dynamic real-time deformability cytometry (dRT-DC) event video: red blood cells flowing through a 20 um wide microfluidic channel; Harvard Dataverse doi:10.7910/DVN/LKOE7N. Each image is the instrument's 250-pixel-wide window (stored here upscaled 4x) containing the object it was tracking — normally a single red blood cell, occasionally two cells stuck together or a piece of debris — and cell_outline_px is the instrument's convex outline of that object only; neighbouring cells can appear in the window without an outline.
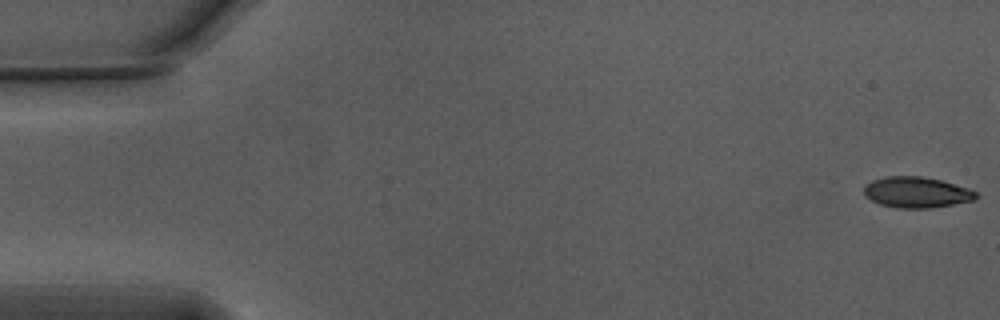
{"species": "Egyptian fruit bat (a non-hibernating species)", "species_latin": "Rousettus aegyptiacus", "temperature_condition": "warm", "stored_images_in_passage": 48, "camera_frame_rate_fps": 3000, "um_per_image_px": 0.085, "animal": {"sex": "male"}, "frame": {"image": 1, "passage_image": 1, "time_ms": 0.0, "image_size_px": [1000, 320], "cell_outline_px": [[980, 196], [976, 200], [928, 208], [896, 208], [880, 204], [864, 196], [864, 184], [872, 180], [888, 176], [920, 176], [940, 180], [968, 188], [976, 192]], "centroid_in_image_um": [77.9, 16.35], "position_along_channel_um": 7.1, "area_um2": 20.17}}
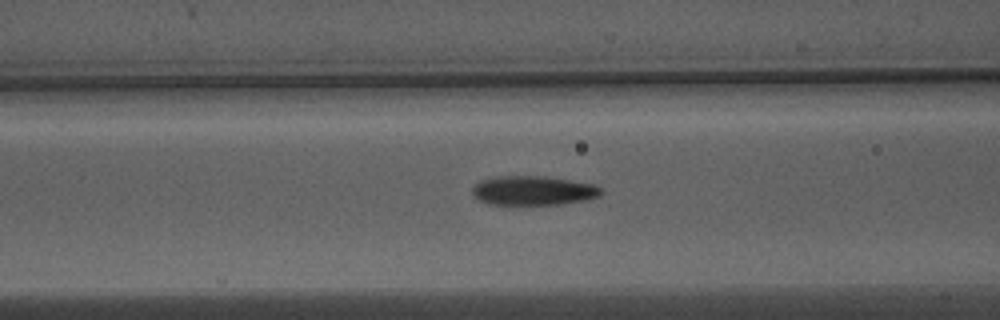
{"frame": {"image": 2, "passage_image": 22, "time_ms": 7.0, "image_size_px": [1000, 320], "cell_outline_px": [[604, 192], [600, 196], [584, 200], [560, 204], [488, 204], [472, 196], [472, 188], [480, 180], [496, 176], [544, 176], [592, 184], [600, 188]], "centroid_in_image_um": [45.29, 16.19], "position_along_channel_um": 121.3, "area_um2": 21.85}}
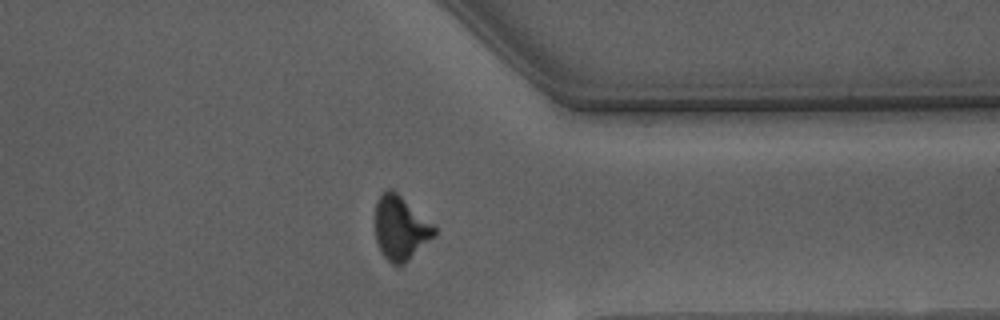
{"frame": {"image": 3, "passage_image": 43, "time_ms": 14.0, "image_size_px": [1000, 320], "cell_outline_px": [[436, 236], [404, 264], [392, 264], [380, 252], [376, 240], [376, 200], [388, 188], [392, 188], [436, 224]], "centroid_in_image_um": [34.09, 19.37], "position_along_channel_um": 377.3, "area_um2": 22.43}, "authors_computed_cell_mechanics": {"area_um2": 21.7617, "velocity_mm_per_s": 3.7656, "shape_relaxation_time_tau1_ms": 2.6704, "shape_relaxation_time_tau2_ms": 1.836, "deformation_change_tau1": 0.1622, "deformation_change_tau2": 0.0972}}